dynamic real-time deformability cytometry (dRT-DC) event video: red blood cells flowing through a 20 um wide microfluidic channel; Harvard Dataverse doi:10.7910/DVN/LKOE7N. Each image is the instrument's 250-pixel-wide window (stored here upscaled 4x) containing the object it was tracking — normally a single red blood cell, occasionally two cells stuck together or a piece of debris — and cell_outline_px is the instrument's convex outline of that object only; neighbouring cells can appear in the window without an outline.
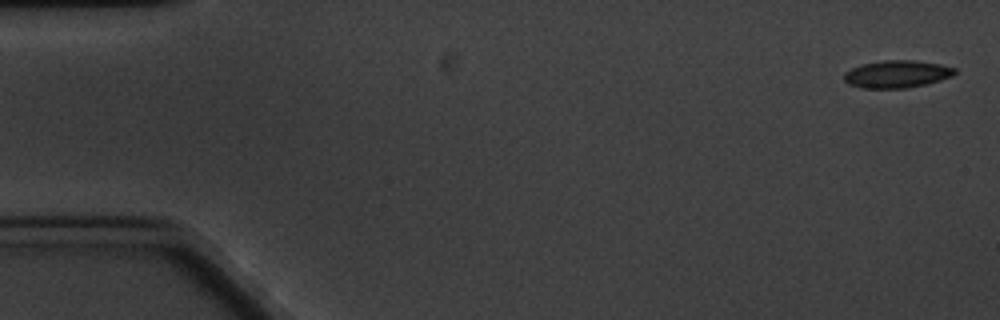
{"species": "common noctule bat (a hibernating species)", "species_latin": "Nyctalus noctula", "temperature_condition": "cold", "stored_images_in_passage": 2, "segment_of_instrument_passage": [2, 2], "camera_frame_rate_fps": 3000, "um_per_image_px": 0.085, "animal": {"sex": "male", "body_mass_g": 20.1, "forearm_length_mm": 53.5}, "frame": {"image": 1, "passage_image": 2, "time_ms": 1.0, "image_size_px": [1000, 320], "cell_outline_px": [[956, 72], [952, 76], [940, 80], [908, 88], [860, 88], [848, 84], [844, 80], [844, 72], [852, 68], [864, 64], [884, 60], [916, 60], [940, 64], [956, 68]], "centroid_in_image_um": [76.23, 6.3], "position_along_channel_um": 8.8, "area_um2": 17.69}}